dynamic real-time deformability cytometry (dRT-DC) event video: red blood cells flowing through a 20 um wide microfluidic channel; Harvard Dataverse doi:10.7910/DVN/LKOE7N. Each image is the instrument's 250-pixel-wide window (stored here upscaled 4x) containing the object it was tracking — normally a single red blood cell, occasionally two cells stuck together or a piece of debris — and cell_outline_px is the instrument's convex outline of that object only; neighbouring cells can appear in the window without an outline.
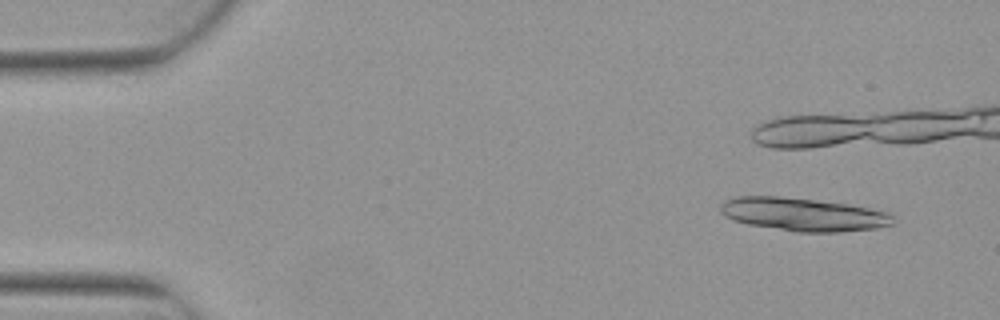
{"species": "Egyptian fruit bat (a non-hibernating species)", "species_latin": "Rousettus aegyptiacus", "temperature_condition": "warm", "stored_images_in_passage": 5, "camera_frame_rate_fps": 3000, "um_per_image_px": 0.085, "animal": {"sex": "female"}, "frame": {"image": 1, "passage_image": 1, "time_ms": 0.0, "image_size_px": [1000, 320], "cell_outline_px": [[892, 224], [876, 228], [840, 232], [796, 232], [748, 224], [732, 220], [724, 216], [720, 212], [720, 204], [724, 200], [736, 196], [780, 196], [848, 204], [892, 212]], "centroid_in_image_um": [68.24, 18.22], "position_along_channel_um": 16.8, "area_um2": 33.52}}